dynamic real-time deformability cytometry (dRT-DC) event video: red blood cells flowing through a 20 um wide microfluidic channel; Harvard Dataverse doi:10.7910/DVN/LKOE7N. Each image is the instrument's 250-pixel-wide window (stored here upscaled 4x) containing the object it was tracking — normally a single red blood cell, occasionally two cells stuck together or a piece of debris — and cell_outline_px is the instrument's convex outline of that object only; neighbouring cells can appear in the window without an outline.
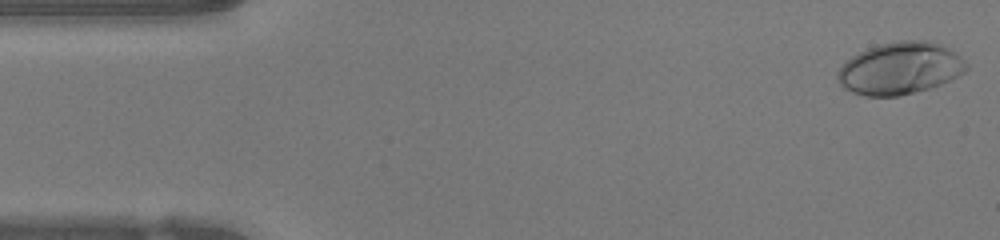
{"species": "human", "species_latin": "Homo sapiens", "temperature_condition": "warm", "stored_images_in_passage": 47, "camera_frame_rate_fps": 3000, "um_per_image_px": 0.085, "donor": {"sex": "female"}, "frame": {"image": 1, "passage_image": 1, "time_ms": 0.0, "image_size_px": [1000, 240], "cell_outline_px": [[968, 68], [964, 72], [952, 80], [928, 88], [900, 96], [864, 96], [852, 92], [844, 88], [840, 84], [836, 76], [836, 72], [852, 56], [868, 48], [880, 44], [900, 40], [928, 40], [940, 44], [956, 52], [968, 64]], "centroid_in_image_um": [76.52, 5.81], "position_along_channel_um": 8.5, "area_um2": 39.13}}
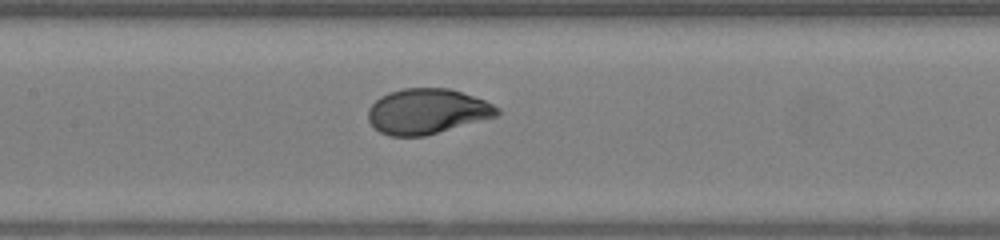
{"frame": {"image": 2, "passage_image": 21, "time_ms": 6.667, "image_size_px": [1000, 240], "cell_outline_px": [[500, 112], [496, 116], [424, 136], [392, 136], [380, 132], [368, 120], [368, 108], [380, 96], [388, 92], [404, 88], [448, 88], [484, 100], [500, 108]], "centroid_in_image_um": [36.28, 9.46], "position_along_channel_um": 171.1, "area_um2": 33.7}}
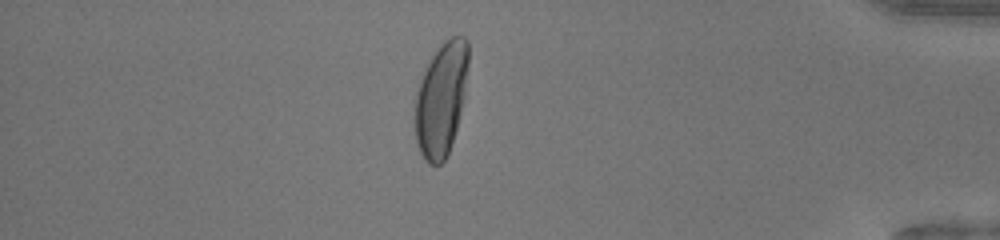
{"frame": {"image": 3, "passage_image": 40, "time_ms": 13.0, "image_size_px": [1000, 240], "cell_outline_px": [[468, 64], [464, 96], [456, 128], [448, 152], [444, 160], [440, 164], [428, 164], [424, 160], [420, 152], [416, 140], [416, 92], [420, 80], [432, 56], [440, 44], [444, 40], [452, 36], [464, 36], [468, 40]], "centroid_in_image_um": [37.5, 8.39], "position_along_channel_um": 397.7, "area_um2": 34.8}, "authors_computed_cell_mechanics": {"area_um2": 34.5066, "velocity_mm_per_s": 4.2657, "shape_relaxation_time_tau1_ms": 3.2696, "shape_relaxation_time_tau2_ms": null, "deformation_change_tau1": 0.2126, "deformation_change_tau2": null}}